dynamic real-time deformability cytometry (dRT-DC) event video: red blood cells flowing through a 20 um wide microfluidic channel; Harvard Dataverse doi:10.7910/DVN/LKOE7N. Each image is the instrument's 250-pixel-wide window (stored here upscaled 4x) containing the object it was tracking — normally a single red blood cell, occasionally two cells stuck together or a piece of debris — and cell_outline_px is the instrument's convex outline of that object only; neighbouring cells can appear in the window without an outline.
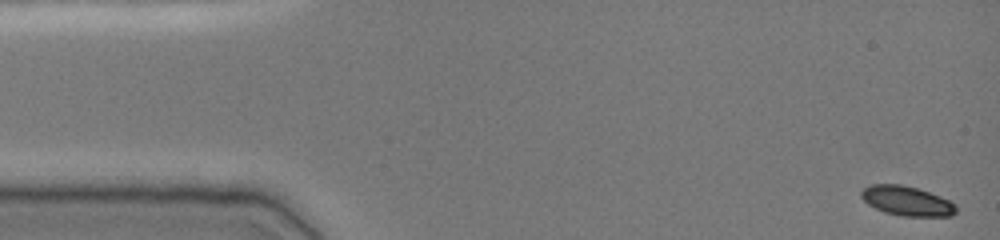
{"species": "common noctule bat (a hibernating species)", "species_latin": "Nyctalus noctula", "temperature_condition": "cold", "stored_images_in_passage": 48, "camera_frame_rate_fps": 3000, "um_per_image_px": 0.085, "animal": {"sex": "female", "body_mass_g": 19.0, "forearm_length_mm": 51.5}, "frame": {"image": 1, "passage_image": 1, "time_ms": 0.0, "image_size_px": [1000, 240], "cell_outline_px": [[956, 212], [952, 216], [900, 216], [884, 212], [868, 204], [860, 196], [860, 192], [864, 188], [872, 184], [900, 184], [916, 188], [940, 196], [956, 204]], "centroid_in_image_um": [77.08, 17.08], "position_along_channel_um": 7.9, "area_um2": 16.3}}
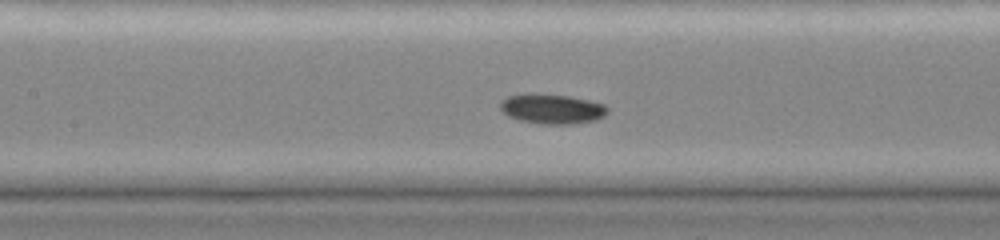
{"frame": {"image": 2, "passage_image": 22, "time_ms": 7.0, "image_size_px": [1000, 240], "cell_outline_px": [[608, 112], [604, 116], [596, 120], [568, 124], [540, 124], [520, 120], [508, 116], [500, 108], [500, 100], [508, 96], [536, 92], [568, 96], [588, 100], [604, 104], [608, 108]], "centroid_in_image_um": [46.9, 9.24], "position_along_channel_um": 160.5, "area_um2": 18.79}}
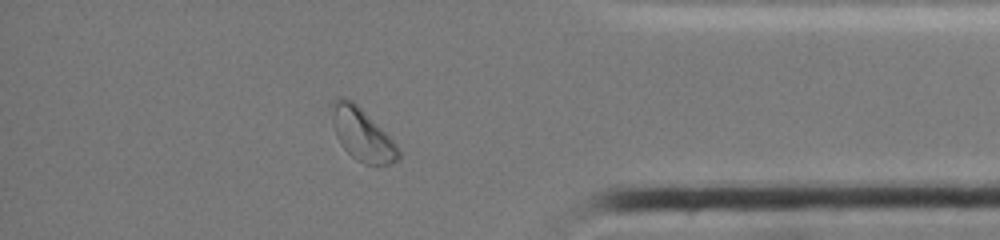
{"frame": {"image": 3, "passage_image": 42, "time_ms": 13.667, "image_size_px": [1000, 240], "cell_outline_px": [[400, 160], [392, 164], [364, 164], [356, 160], [340, 144], [336, 136], [328, 108], [328, 104], [336, 96], [344, 96], [352, 100], [400, 148]], "centroid_in_image_um": [30.71, 11.39], "position_along_channel_um": 404.5, "area_um2": 20.58}, "authors_computed_cell_mechanics": {"area_um2": 17.3978, "velocity_mm_per_s": 3.8566, "shape_relaxation_time_tau1_ms": 2.0495, "shape_relaxation_time_tau2_ms": null, "deformation_change_tau1": 0.0911, "deformation_change_tau2": null}}